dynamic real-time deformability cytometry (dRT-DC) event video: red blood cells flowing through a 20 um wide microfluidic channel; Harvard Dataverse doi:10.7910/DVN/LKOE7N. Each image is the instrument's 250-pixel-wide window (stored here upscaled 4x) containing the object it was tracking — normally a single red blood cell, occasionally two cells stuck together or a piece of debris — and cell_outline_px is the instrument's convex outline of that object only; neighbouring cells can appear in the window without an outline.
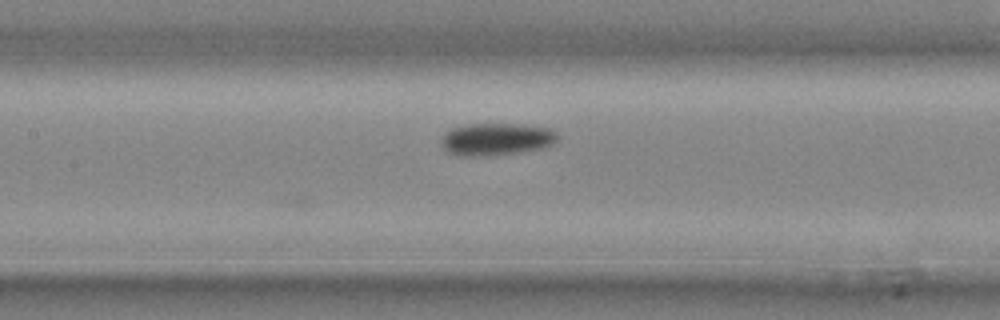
{"species": "common noctule bat (a hibernating species)", "species_latin": "Nyctalus noctula", "temperature_condition": "cold", "stored_images_in_passage": 17, "camera_frame_rate_fps": 3000, "um_per_image_px": 0.085, "animal": {"sex": "male", "body_mass_g": 20.4}, "frame": {"image": 1, "passage_image": 5, "time_ms": 1.333, "image_size_px": [1000, 320], "cell_outline_px": [[556, 140], [552, 144], [540, 148], [520, 152], [488, 156], [456, 156], [448, 152], [440, 144], [444, 132], [452, 128], [468, 124], [524, 124], [552, 128], [556, 132]], "centroid_in_image_um": [42.15, 11.83], "position_along_channel_um": 165.2, "area_um2": 22.08}}
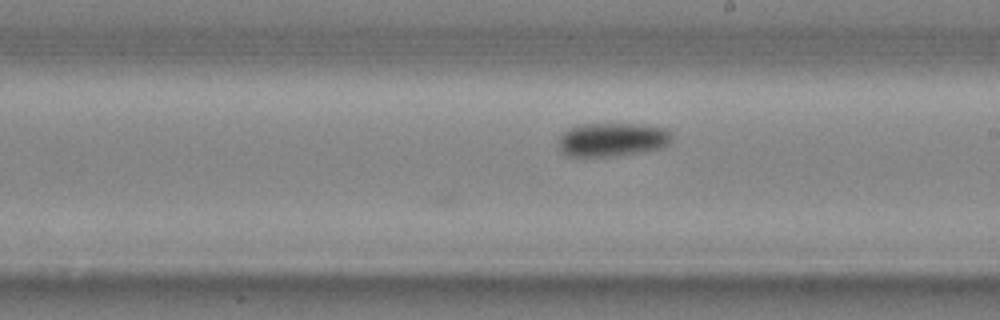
{"frame": {"image": 2, "passage_image": 8, "time_ms": 2.333, "image_size_px": [1000, 320], "cell_outline_px": [[672, 140], [668, 144], [660, 148], [640, 152], [616, 156], [568, 156], [560, 152], [560, 132], [568, 128], [584, 124], [632, 124], [664, 128], [672, 136]], "centroid_in_image_um": [52.0, 11.87], "position_along_channel_um": 237.0, "area_um2": 22.08}}
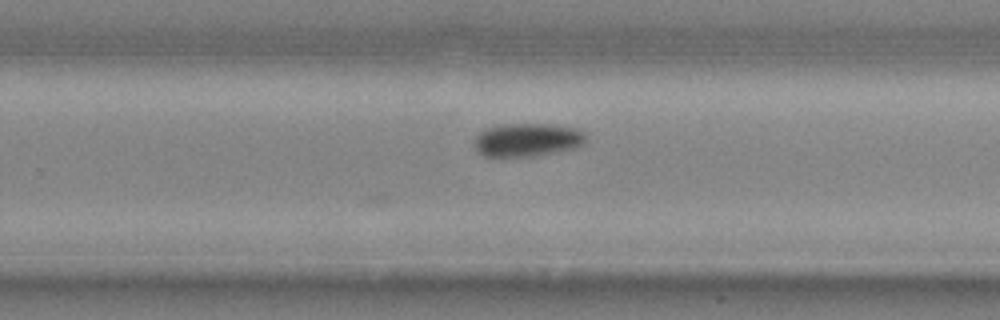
{"frame": {"image": 3, "passage_image": 10, "time_ms": 3.0, "image_size_px": [1000, 320], "cell_outline_px": [[584, 144], [576, 148], [528, 156], [484, 156], [476, 148], [476, 136], [480, 132], [488, 128], [500, 124], [548, 124], [576, 128], [584, 132]], "centroid_in_image_um": [44.84, 11.87], "position_along_channel_um": 285.0, "area_um2": 21.21}}